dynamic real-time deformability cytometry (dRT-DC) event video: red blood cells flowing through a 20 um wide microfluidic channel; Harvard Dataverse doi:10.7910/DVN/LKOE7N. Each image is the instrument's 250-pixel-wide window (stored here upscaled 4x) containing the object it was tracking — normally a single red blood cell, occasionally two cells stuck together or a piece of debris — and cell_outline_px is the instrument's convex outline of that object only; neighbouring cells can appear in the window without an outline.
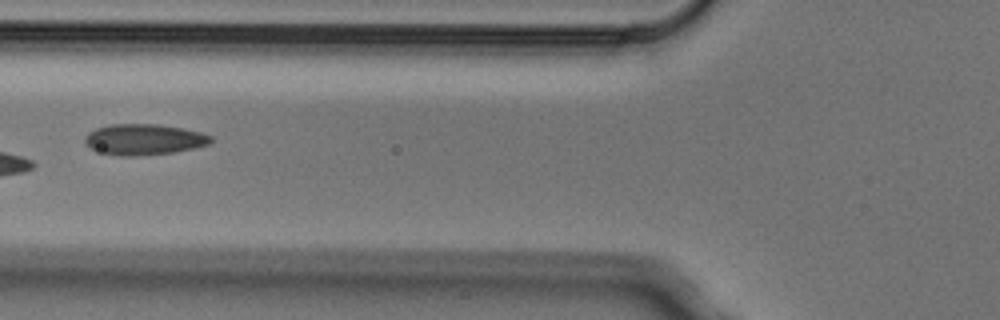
{"species": "Egyptian fruit bat (a non-hibernating species)", "species_latin": "Rousettus aegyptiacus", "temperature_condition": "cold", "stored_images_in_passage": 6, "camera_frame_rate_fps": 3000, "um_per_image_px": 0.085, "animal": {"sex": "male"}, "frame": {"image": 1, "passage_image": 5, "time_ms": 1.333, "image_size_px": [1000, 320], "cell_outline_px": [[212, 140], [208, 144], [196, 148], [172, 152], [136, 156], [120, 156], [104, 152], [92, 148], [84, 144], [84, 136], [88, 132], [96, 128], [112, 124], [156, 124], [180, 128], [200, 132], [212, 136]], "centroid_in_image_um": [12.22, 11.85], "position_along_channel_um": 113.6, "area_um2": 22.48}}
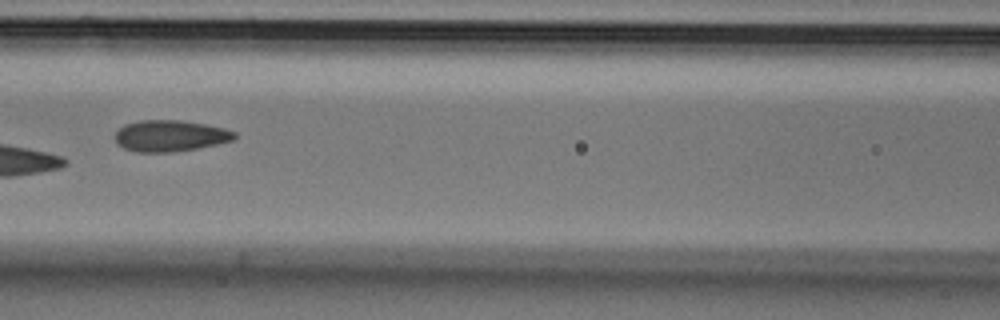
{"frame": {"image": 2, "passage_image": 6, "time_ms": 1.667, "image_size_px": [1000, 320], "cell_outline_px": [[236, 140], [196, 148], [172, 152], [136, 152], [124, 148], [116, 144], [116, 132], [124, 124], [140, 120], [180, 120], [204, 124], [224, 128], [236, 132]], "centroid_in_image_um": [14.46, 11.54], "position_along_channel_um": 152.1, "area_um2": 21.79}}